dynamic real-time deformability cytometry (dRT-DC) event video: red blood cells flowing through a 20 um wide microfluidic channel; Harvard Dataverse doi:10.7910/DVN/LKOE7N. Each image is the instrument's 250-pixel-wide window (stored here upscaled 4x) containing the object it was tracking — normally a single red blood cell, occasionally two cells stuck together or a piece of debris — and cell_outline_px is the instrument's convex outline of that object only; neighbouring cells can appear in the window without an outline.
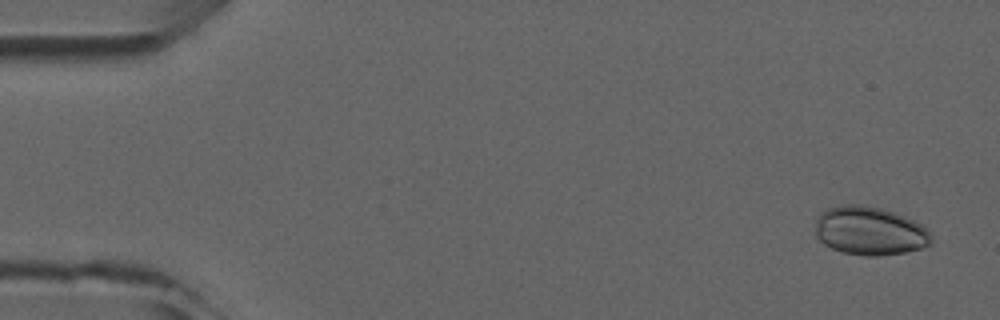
{"species": "common noctule bat (a hibernating species)", "species_latin": "Nyctalus noctula", "temperature_condition": "room temperature", "stored_images_in_passage": 5, "camera_frame_rate_fps": 3000, "um_per_image_px": 0.085, "animal": {"sex": "male", "forearm_length_mm": 52.5}, "frame": {"image": 1, "passage_image": 1, "time_ms": 0.0, "image_size_px": [1000, 320], "cell_outline_px": [[932, 244], [920, 248], [904, 252], [880, 256], [864, 256], [840, 252], [824, 244], [816, 236], [816, 220], [820, 212], [828, 208], [840, 204], [856, 204], [880, 208], [904, 216], [920, 224], [932, 236]], "centroid_in_image_um": [73.89, 19.63], "position_along_channel_um": 11.1, "area_um2": 32.77}}